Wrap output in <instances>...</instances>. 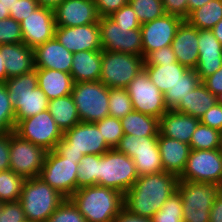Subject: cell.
I'll use <instances>...</instances> for the list:
<instances>
[{"mask_svg": "<svg viewBox=\"0 0 222 222\" xmlns=\"http://www.w3.org/2000/svg\"><path fill=\"white\" fill-rule=\"evenodd\" d=\"M178 182L176 175L164 171L139 176L124 194V208L134 215L152 218L177 192Z\"/></svg>", "mask_w": 222, "mask_h": 222, "instance_id": "cell-1", "label": "cell"}, {"mask_svg": "<svg viewBox=\"0 0 222 222\" xmlns=\"http://www.w3.org/2000/svg\"><path fill=\"white\" fill-rule=\"evenodd\" d=\"M69 199L86 222H113L124 208V195L121 192L98 185L80 188Z\"/></svg>", "mask_w": 222, "mask_h": 222, "instance_id": "cell-2", "label": "cell"}, {"mask_svg": "<svg viewBox=\"0 0 222 222\" xmlns=\"http://www.w3.org/2000/svg\"><path fill=\"white\" fill-rule=\"evenodd\" d=\"M11 104L15 111L16 124L27 117L48 109L49 100L38 87L37 71L10 77L5 82Z\"/></svg>", "mask_w": 222, "mask_h": 222, "instance_id": "cell-3", "label": "cell"}, {"mask_svg": "<svg viewBox=\"0 0 222 222\" xmlns=\"http://www.w3.org/2000/svg\"><path fill=\"white\" fill-rule=\"evenodd\" d=\"M110 149L95 123L80 122L64 132L54 150L79 163L86 154L102 155Z\"/></svg>", "mask_w": 222, "mask_h": 222, "instance_id": "cell-4", "label": "cell"}, {"mask_svg": "<svg viewBox=\"0 0 222 222\" xmlns=\"http://www.w3.org/2000/svg\"><path fill=\"white\" fill-rule=\"evenodd\" d=\"M65 199L40 177H33L24 180L19 202L26 220L46 222Z\"/></svg>", "mask_w": 222, "mask_h": 222, "instance_id": "cell-5", "label": "cell"}, {"mask_svg": "<svg viewBox=\"0 0 222 222\" xmlns=\"http://www.w3.org/2000/svg\"><path fill=\"white\" fill-rule=\"evenodd\" d=\"M138 177L133 159L126 154L113 148L99 155L98 186L113 188L124 195Z\"/></svg>", "mask_w": 222, "mask_h": 222, "instance_id": "cell-6", "label": "cell"}, {"mask_svg": "<svg viewBox=\"0 0 222 222\" xmlns=\"http://www.w3.org/2000/svg\"><path fill=\"white\" fill-rule=\"evenodd\" d=\"M177 191L183 202V222H210V210L220 194L219 185L179 180Z\"/></svg>", "mask_w": 222, "mask_h": 222, "instance_id": "cell-7", "label": "cell"}, {"mask_svg": "<svg viewBox=\"0 0 222 222\" xmlns=\"http://www.w3.org/2000/svg\"><path fill=\"white\" fill-rule=\"evenodd\" d=\"M71 96L81 122H96L109 116V88L101 81L76 82Z\"/></svg>", "mask_w": 222, "mask_h": 222, "instance_id": "cell-8", "label": "cell"}, {"mask_svg": "<svg viewBox=\"0 0 222 222\" xmlns=\"http://www.w3.org/2000/svg\"><path fill=\"white\" fill-rule=\"evenodd\" d=\"M144 69V57L102 50L101 81L108 88L125 89Z\"/></svg>", "mask_w": 222, "mask_h": 222, "instance_id": "cell-9", "label": "cell"}, {"mask_svg": "<svg viewBox=\"0 0 222 222\" xmlns=\"http://www.w3.org/2000/svg\"><path fill=\"white\" fill-rule=\"evenodd\" d=\"M115 149L133 159L139 176L163 171L158 137L123 135Z\"/></svg>", "mask_w": 222, "mask_h": 222, "instance_id": "cell-10", "label": "cell"}, {"mask_svg": "<svg viewBox=\"0 0 222 222\" xmlns=\"http://www.w3.org/2000/svg\"><path fill=\"white\" fill-rule=\"evenodd\" d=\"M77 160L60 156L55 150L47 151L39 177L65 198L77 190Z\"/></svg>", "mask_w": 222, "mask_h": 222, "instance_id": "cell-11", "label": "cell"}, {"mask_svg": "<svg viewBox=\"0 0 222 222\" xmlns=\"http://www.w3.org/2000/svg\"><path fill=\"white\" fill-rule=\"evenodd\" d=\"M14 133L46 151L54 150L64 134L48 110L20 120L15 126Z\"/></svg>", "mask_w": 222, "mask_h": 222, "instance_id": "cell-12", "label": "cell"}, {"mask_svg": "<svg viewBox=\"0 0 222 222\" xmlns=\"http://www.w3.org/2000/svg\"><path fill=\"white\" fill-rule=\"evenodd\" d=\"M179 180L219 185L222 181L221 149L190 150Z\"/></svg>", "mask_w": 222, "mask_h": 222, "instance_id": "cell-13", "label": "cell"}, {"mask_svg": "<svg viewBox=\"0 0 222 222\" xmlns=\"http://www.w3.org/2000/svg\"><path fill=\"white\" fill-rule=\"evenodd\" d=\"M125 89L134 111L158 119L168 111L163 93L152 83L145 69L141 70Z\"/></svg>", "mask_w": 222, "mask_h": 222, "instance_id": "cell-14", "label": "cell"}, {"mask_svg": "<svg viewBox=\"0 0 222 222\" xmlns=\"http://www.w3.org/2000/svg\"><path fill=\"white\" fill-rule=\"evenodd\" d=\"M98 24L102 50L129 53L143 57L140 29L119 26L109 17H100Z\"/></svg>", "mask_w": 222, "mask_h": 222, "instance_id": "cell-15", "label": "cell"}, {"mask_svg": "<svg viewBox=\"0 0 222 222\" xmlns=\"http://www.w3.org/2000/svg\"><path fill=\"white\" fill-rule=\"evenodd\" d=\"M46 153L44 148L23 140L14 131H10L9 169L16 174L25 179L39 177Z\"/></svg>", "mask_w": 222, "mask_h": 222, "instance_id": "cell-16", "label": "cell"}, {"mask_svg": "<svg viewBox=\"0 0 222 222\" xmlns=\"http://www.w3.org/2000/svg\"><path fill=\"white\" fill-rule=\"evenodd\" d=\"M184 20L178 16L165 14L141 25L143 57L150 52L171 45L176 31Z\"/></svg>", "mask_w": 222, "mask_h": 222, "instance_id": "cell-17", "label": "cell"}, {"mask_svg": "<svg viewBox=\"0 0 222 222\" xmlns=\"http://www.w3.org/2000/svg\"><path fill=\"white\" fill-rule=\"evenodd\" d=\"M23 43L35 49L55 36L54 10L39 6L26 19L20 21Z\"/></svg>", "mask_w": 222, "mask_h": 222, "instance_id": "cell-18", "label": "cell"}, {"mask_svg": "<svg viewBox=\"0 0 222 222\" xmlns=\"http://www.w3.org/2000/svg\"><path fill=\"white\" fill-rule=\"evenodd\" d=\"M54 37L72 53L102 51L98 22L76 27H56Z\"/></svg>", "mask_w": 222, "mask_h": 222, "instance_id": "cell-19", "label": "cell"}, {"mask_svg": "<svg viewBox=\"0 0 222 222\" xmlns=\"http://www.w3.org/2000/svg\"><path fill=\"white\" fill-rule=\"evenodd\" d=\"M56 27H76L99 22L94 0H65L54 9Z\"/></svg>", "mask_w": 222, "mask_h": 222, "instance_id": "cell-20", "label": "cell"}, {"mask_svg": "<svg viewBox=\"0 0 222 222\" xmlns=\"http://www.w3.org/2000/svg\"><path fill=\"white\" fill-rule=\"evenodd\" d=\"M198 51L195 71L203 81L222 67V44L211 30H199Z\"/></svg>", "mask_w": 222, "mask_h": 222, "instance_id": "cell-21", "label": "cell"}, {"mask_svg": "<svg viewBox=\"0 0 222 222\" xmlns=\"http://www.w3.org/2000/svg\"><path fill=\"white\" fill-rule=\"evenodd\" d=\"M198 39L199 29L184 20L171 43L177 61L189 69H195L198 63Z\"/></svg>", "mask_w": 222, "mask_h": 222, "instance_id": "cell-22", "label": "cell"}, {"mask_svg": "<svg viewBox=\"0 0 222 222\" xmlns=\"http://www.w3.org/2000/svg\"><path fill=\"white\" fill-rule=\"evenodd\" d=\"M33 50L35 68L70 73L73 53L67 50L55 37Z\"/></svg>", "mask_w": 222, "mask_h": 222, "instance_id": "cell-23", "label": "cell"}, {"mask_svg": "<svg viewBox=\"0 0 222 222\" xmlns=\"http://www.w3.org/2000/svg\"><path fill=\"white\" fill-rule=\"evenodd\" d=\"M199 123V119L191 115L168 110L159 119V133L170 139L190 144L191 136Z\"/></svg>", "mask_w": 222, "mask_h": 222, "instance_id": "cell-24", "label": "cell"}, {"mask_svg": "<svg viewBox=\"0 0 222 222\" xmlns=\"http://www.w3.org/2000/svg\"><path fill=\"white\" fill-rule=\"evenodd\" d=\"M158 148L163 171L179 177L186 165L190 145L158 134Z\"/></svg>", "mask_w": 222, "mask_h": 222, "instance_id": "cell-25", "label": "cell"}, {"mask_svg": "<svg viewBox=\"0 0 222 222\" xmlns=\"http://www.w3.org/2000/svg\"><path fill=\"white\" fill-rule=\"evenodd\" d=\"M7 77L19 76L35 69L34 50L24 43L0 45Z\"/></svg>", "mask_w": 222, "mask_h": 222, "instance_id": "cell-26", "label": "cell"}, {"mask_svg": "<svg viewBox=\"0 0 222 222\" xmlns=\"http://www.w3.org/2000/svg\"><path fill=\"white\" fill-rule=\"evenodd\" d=\"M102 51L73 53L70 74L74 83L99 81L101 76Z\"/></svg>", "mask_w": 222, "mask_h": 222, "instance_id": "cell-27", "label": "cell"}, {"mask_svg": "<svg viewBox=\"0 0 222 222\" xmlns=\"http://www.w3.org/2000/svg\"><path fill=\"white\" fill-rule=\"evenodd\" d=\"M38 87L45 93L48 100L71 95L74 81L70 73L53 69L35 68Z\"/></svg>", "mask_w": 222, "mask_h": 222, "instance_id": "cell-28", "label": "cell"}, {"mask_svg": "<svg viewBox=\"0 0 222 222\" xmlns=\"http://www.w3.org/2000/svg\"><path fill=\"white\" fill-rule=\"evenodd\" d=\"M216 103L217 96L212 94L201 82L173 110L200 120L203 114Z\"/></svg>", "mask_w": 222, "mask_h": 222, "instance_id": "cell-29", "label": "cell"}, {"mask_svg": "<svg viewBox=\"0 0 222 222\" xmlns=\"http://www.w3.org/2000/svg\"><path fill=\"white\" fill-rule=\"evenodd\" d=\"M152 83L164 94L172 88L189 69L178 61L160 65H144Z\"/></svg>", "mask_w": 222, "mask_h": 222, "instance_id": "cell-30", "label": "cell"}, {"mask_svg": "<svg viewBox=\"0 0 222 222\" xmlns=\"http://www.w3.org/2000/svg\"><path fill=\"white\" fill-rule=\"evenodd\" d=\"M47 110L63 133L81 122L71 95L49 100Z\"/></svg>", "mask_w": 222, "mask_h": 222, "instance_id": "cell-31", "label": "cell"}, {"mask_svg": "<svg viewBox=\"0 0 222 222\" xmlns=\"http://www.w3.org/2000/svg\"><path fill=\"white\" fill-rule=\"evenodd\" d=\"M124 135L158 137L159 119L141 112L132 111L120 119Z\"/></svg>", "mask_w": 222, "mask_h": 222, "instance_id": "cell-32", "label": "cell"}, {"mask_svg": "<svg viewBox=\"0 0 222 222\" xmlns=\"http://www.w3.org/2000/svg\"><path fill=\"white\" fill-rule=\"evenodd\" d=\"M202 81L195 69H188L178 80V82L164 93V102L168 110H173L181 100L196 88Z\"/></svg>", "mask_w": 222, "mask_h": 222, "instance_id": "cell-33", "label": "cell"}, {"mask_svg": "<svg viewBox=\"0 0 222 222\" xmlns=\"http://www.w3.org/2000/svg\"><path fill=\"white\" fill-rule=\"evenodd\" d=\"M222 19V0H210L194 10L186 21L199 30H211Z\"/></svg>", "mask_w": 222, "mask_h": 222, "instance_id": "cell-34", "label": "cell"}, {"mask_svg": "<svg viewBox=\"0 0 222 222\" xmlns=\"http://www.w3.org/2000/svg\"><path fill=\"white\" fill-rule=\"evenodd\" d=\"M25 178L11 169L0 171V201L2 203L19 201Z\"/></svg>", "mask_w": 222, "mask_h": 222, "instance_id": "cell-35", "label": "cell"}, {"mask_svg": "<svg viewBox=\"0 0 222 222\" xmlns=\"http://www.w3.org/2000/svg\"><path fill=\"white\" fill-rule=\"evenodd\" d=\"M191 150H213L221 147V132L199 123L191 136Z\"/></svg>", "mask_w": 222, "mask_h": 222, "instance_id": "cell-36", "label": "cell"}, {"mask_svg": "<svg viewBox=\"0 0 222 222\" xmlns=\"http://www.w3.org/2000/svg\"><path fill=\"white\" fill-rule=\"evenodd\" d=\"M99 181V155L86 154L78 163L77 190L83 187L97 185Z\"/></svg>", "mask_w": 222, "mask_h": 222, "instance_id": "cell-37", "label": "cell"}, {"mask_svg": "<svg viewBox=\"0 0 222 222\" xmlns=\"http://www.w3.org/2000/svg\"><path fill=\"white\" fill-rule=\"evenodd\" d=\"M128 3L134 9L141 25L166 14L162 0H129Z\"/></svg>", "mask_w": 222, "mask_h": 222, "instance_id": "cell-38", "label": "cell"}, {"mask_svg": "<svg viewBox=\"0 0 222 222\" xmlns=\"http://www.w3.org/2000/svg\"><path fill=\"white\" fill-rule=\"evenodd\" d=\"M183 202L179 192H175L152 217L153 222H183Z\"/></svg>", "mask_w": 222, "mask_h": 222, "instance_id": "cell-39", "label": "cell"}, {"mask_svg": "<svg viewBox=\"0 0 222 222\" xmlns=\"http://www.w3.org/2000/svg\"><path fill=\"white\" fill-rule=\"evenodd\" d=\"M132 111V101L127 90L109 88V116L122 119Z\"/></svg>", "mask_w": 222, "mask_h": 222, "instance_id": "cell-40", "label": "cell"}, {"mask_svg": "<svg viewBox=\"0 0 222 222\" xmlns=\"http://www.w3.org/2000/svg\"><path fill=\"white\" fill-rule=\"evenodd\" d=\"M94 123L104 137L105 142L112 149L115 148L124 135L120 119L108 116Z\"/></svg>", "mask_w": 222, "mask_h": 222, "instance_id": "cell-41", "label": "cell"}, {"mask_svg": "<svg viewBox=\"0 0 222 222\" xmlns=\"http://www.w3.org/2000/svg\"><path fill=\"white\" fill-rule=\"evenodd\" d=\"M15 111L5 83H0V133L14 131Z\"/></svg>", "mask_w": 222, "mask_h": 222, "instance_id": "cell-42", "label": "cell"}, {"mask_svg": "<svg viewBox=\"0 0 222 222\" xmlns=\"http://www.w3.org/2000/svg\"><path fill=\"white\" fill-rule=\"evenodd\" d=\"M46 222H86L74 203L66 198Z\"/></svg>", "mask_w": 222, "mask_h": 222, "instance_id": "cell-43", "label": "cell"}, {"mask_svg": "<svg viewBox=\"0 0 222 222\" xmlns=\"http://www.w3.org/2000/svg\"><path fill=\"white\" fill-rule=\"evenodd\" d=\"M23 43L20 22L11 17L0 20V45Z\"/></svg>", "mask_w": 222, "mask_h": 222, "instance_id": "cell-44", "label": "cell"}, {"mask_svg": "<svg viewBox=\"0 0 222 222\" xmlns=\"http://www.w3.org/2000/svg\"><path fill=\"white\" fill-rule=\"evenodd\" d=\"M109 18L119 26L129 27L130 29L141 28V23L139 22L134 9L129 3L112 13Z\"/></svg>", "mask_w": 222, "mask_h": 222, "instance_id": "cell-45", "label": "cell"}, {"mask_svg": "<svg viewBox=\"0 0 222 222\" xmlns=\"http://www.w3.org/2000/svg\"><path fill=\"white\" fill-rule=\"evenodd\" d=\"M175 62H177V59L171 45L152 51L144 58V65H160Z\"/></svg>", "mask_w": 222, "mask_h": 222, "instance_id": "cell-46", "label": "cell"}, {"mask_svg": "<svg viewBox=\"0 0 222 222\" xmlns=\"http://www.w3.org/2000/svg\"><path fill=\"white\" fill-rule=\"evenodd\" d=\"M26 221L22 205L19 201L3 203L0 213V222Z\"/></svg>", "mask_w": 222, "mask_h": 222, "instance_id": "cell-47", "label": "cell"}, {"mask_svg": "<svg viewBox=\"0 0 222 222\" xmlns=\"http://www.w3.org/2000/svg\"><path fill=\"white\" fill-rule=\"evenodd\" d=\"M39 7L36 0H17L13 7H10V17L17 22L26 19Z\"/></svg>", "mask_w": 222, "mask_h": 222, "instance_id": "cell-48", "label": "cell"}, {"mask_svg": "<svg viewBox=\"0 0 222 222\" xmlns=\"http://www.w3.org/2000/svg\"><path fill=\"white\" fill-rule=\"evenodd\" d=\"M200 123L216 130L222 131V106L217 102L210 107L199 120Z\"/></svg>", "mask_w": 222, "mask_h": 222, "instance_id": "cell-49", "label": "cell"}, {"mask_svg": "<svg viewBox=\"0 0 222 222\" xmlns=\"http://www.w3.org/2000/svg\"><path fill=\"white\" fill-rule=\"evenodd\" d=\"M128 2L129 0H94L99 17H109Z\"/></svg>", "mask_w": 222, "mask_h": 222, "instance_id": "cell-50", "label": "cell"}, {"mask_svg": "<svg viewBox=\"0 0 222 222\" xmlns=\"http://www.w3.org/2000/svg\"><path fill=\"white\" fill-rule=\"evenodd\" d=\"M166 14L188 18V0H162Z\"/></svg>", "mask_w": 222, "mask_h": 222, "instance_id": "cell-51", "label": "cell"}, {"mask_svg": "<svg viewBox=\"0 0 222 222\" xmlns=\"http://www.w3.org/2000/svg\"><path fill=\"white\" fill-rule=\"evenodd\" d=\"M10 132L0 133V171L8 170L10 166Z\"/></svg>", "mask_w": 222, "mask_h": 222, "instance_id": "cell-52", "label": "cell"}, {"mask_svg": "<svg viewBox=\"0 0 222 222\" xmlns=\"http://www.w3.org/2000/svg\"><path fill=\"white\" fill-rule=\"evenodd\" d=\"M202 83L212 94L220 95L222 93V67L214 74L206 77Z\"/></svg>", "mask_w": 222, "mask_h": 222, "instance_id": "cell-53", "label": "cell"}, {"mask_svg": "<svg viewBox=\"0 0 222 222\" xmlns=\"http://www.w3.org/2000/svg\"><path fill=\"white\" fill-rule=\"evenodd\" d=\"M113 222H153V220L149 217L134 215L126 208H123L114 218Z\"/></svg>", "mask_w": 222, "mask_h": 222, "instance_id": "cell-54", "label": "cell"}, {"mask_svg": "<svg viewBox=\"0 0 222 222\" xmlns=\"http://www.w3.org/2000/svg\"><path fill=\"white\" fill-rule=\"evenodd\" d=\"M210 222H222V193H220L210 210Z\"/></svg>", "mask_w": 222, "mask_h": 222, "instance_id": "cell-55", "label": "cell"}, {"mask_svg": "<svg viewBox=\"0 0 222 222\" xmlns=\"http://www.w3.org/2000/svg\"><path fill=\"white\" fill-rule=\"evenodd\" d=\"M210 0H188V17L196 9L201 8Z\"/></svg>", "mask_w": 222, "mask_h": 222, "instance_id": "cell-56", "label": "cell"}, {"mask_svg": "<svg viewBox=\"0 0 222 222\" xmlns=\"http://www.w3.org/2000/svg\"><path fill=\"white\" fill-rule=\"evenodd\" d=\"M64 1L65 0H36L39 6L51 8L53 10Z\"/></svg>", "mask_w": 222, "mask_h": 222, "instance_id": "cell-57", "label": "cell"}, {"mask_svg": "<svg viewBox=\"0 0 222 222\" xmlns=\"http://www.w3.org/2000/svg\"><path fill=\"white\" fill-rule=\"evenodd\" d=\"M211 31L222 44V19L211 29Z\"/></svg>", "mask_w": 222, "mask_h": 222, "instance_id": "cell-58", "label": "cell"}, {"mask_svg": "<svg viewBox=\"0 0 222 222\" xmlns=\"http://www.w3.org/2000/svg\"><path fill=\"white\" fill-rule=\"evenodd\" d=\"M7 72L4 66V59L1 56L0 52V83H5L7 81Z\"/></svg>", "mask_w": 222, "mask_h": 222, "instance_id": "cell-59", "label": "cell"}, {"mask_svg": "<svg viewBox=\"0 0 222 222\" xmlns=\"http://www.w3.org/2000/svg\"><path fill=\"white\" fill-rule=\"evenodd\" d=\"M10 10L0 2V20L10 17Z\"/></svg>", "mask_w": 222, "mask_h": 222, "instance_id": "cell-60", "label": "cell"}, {"mask_svg": "<svg viewBox=\"0 0 222 222\" xmlns=\"http://www.w3.org/2000/svg\"><path fill=\"white\" fill-rule=\"evenodd\" d=\"M0 2H1L7 9H10V7H13V5L15 4V2H17V0H0Z\"/></svg>", "mask_w": 222, "mask_h": 222, "instance_id": "cell-61", "label": "cell"}, {"mask_svg": "<svg viewBox=\"0 0 222 222\" xmlns=\"http://www.w3.org/2000/svg\"><path fill=\"white\" fill-rule=\"evenodd\" d=\"M217 102L222 106V93L217 96Z\"/></svg>", "mask_w": 222, "mask_h": 222, "instance_id": "cell-62", "label": "cell"}, {"mask_svg": "<svg viewBox=\"0 0 222 222\" xmlns=\"http://www.w3.org/2000/svg\"><path fill=\"white\" fill-rule=\"evenodd\" d=\"M219 188H220V193H222V181H221V183L219 184Z\"/></svg>", "mask_w": 222, "mask_h": 222, "instance_id": "cell-63", "label": "cell"}, {"mask_svg": "<svg viewBox=\"0 0 222 222\" xmlns=\"http://www.w3.org/2000/svg\"><path fill=\"white\" fill-rule=\"evenodd\" d=\"M2 206H3V203L0 201V213L2 211Z\"/></svg>", "mask_w": 222, "mask_h": 222, "instance_id": "cell-64", "label": "cell"}]
</instances>
